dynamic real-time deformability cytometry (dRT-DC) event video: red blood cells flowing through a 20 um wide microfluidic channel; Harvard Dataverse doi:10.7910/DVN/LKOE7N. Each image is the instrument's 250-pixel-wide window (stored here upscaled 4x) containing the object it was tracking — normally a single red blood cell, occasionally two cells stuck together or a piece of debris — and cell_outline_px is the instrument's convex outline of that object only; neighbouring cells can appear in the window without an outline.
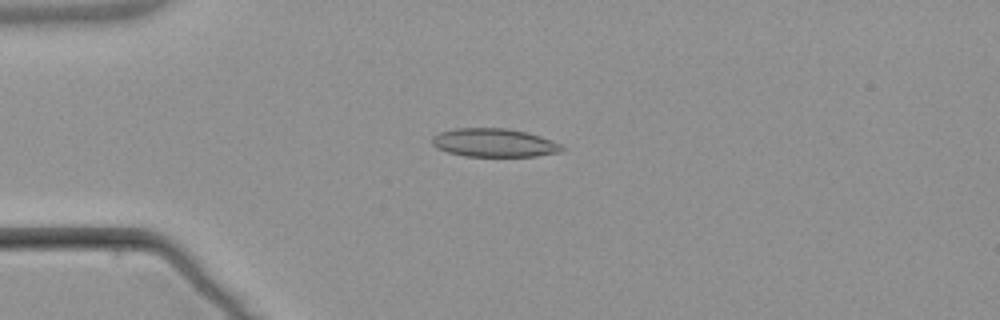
{"species": "common noctule bat (a hibernating species)", "species_latin": "Nyctalus noctula", "temperature_condition": "warm", "stored_images_in_passage": 3, "camera_frame_rate_fps": 3000, "um_per_image_px": 0.085, "animal": {"sex": "male", "body_mass_g": 21.5, "forearm_length_mm": 52.0}, "frame": {"image": 1, "passage_image": 2, "time_ms": 1.0, "image_size_px": [1000, 320], "cell_outline_px": [[564, 148], [560, 152], [536, 156], [464, 156], [448, 152], [436, 148], [432, 144], [432, 136], [440, 132], [456, 128], [508, 128], [528, 132], [552, 140], [560, 144]], "centroid_in_image_um": [41.99, 12.13], "position_along_channel_um": 43.0, "area_um2": 21.56}}